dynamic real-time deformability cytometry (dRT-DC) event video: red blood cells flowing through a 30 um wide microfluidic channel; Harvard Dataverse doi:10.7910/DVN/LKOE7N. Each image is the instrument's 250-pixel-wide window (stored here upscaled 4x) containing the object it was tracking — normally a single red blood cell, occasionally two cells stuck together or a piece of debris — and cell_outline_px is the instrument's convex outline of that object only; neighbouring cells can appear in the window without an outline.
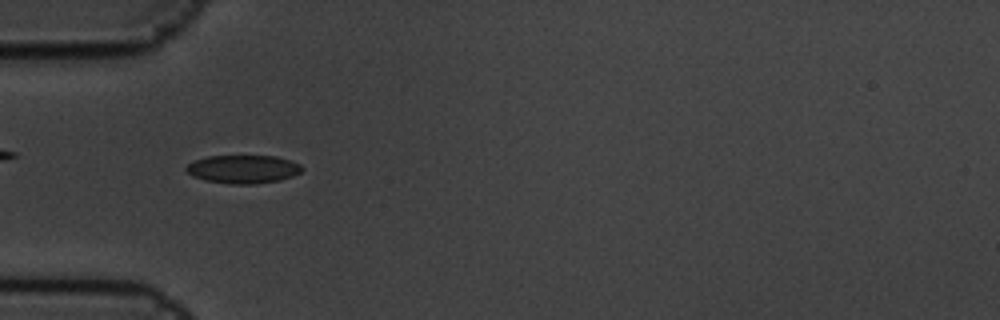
{"species": "common noctule bat (a hibernating species)", "species_latin": "Nyctalus noctula", "temperature_condition": "cold", "stored_images_in_passage": 4, "camera_frame_rate_fps": 3000, "um_per_image_px": 0.085, "animal": {"sex": "male", "body_mass_g": 19.5, "forearm_length_mm": 54.6}, "frame": {"image": 1, "passage_image": 1, "time_ms": 0.0, "image_size_px": [1000, 320], "cell_outline_px": [[304, 168], [300, 172], [292, 176], [280, 180], [256, 184], [232, 184], [204, 180], [192, 176], [184, 168], [188, 164], [196, 160], [208, 156], [276, 156], [292, 160], [300, 164]], "centroid_in_image_um": [20.69, 14.38], "position_along_channel_um": 64.3, "area_um2": 19.13}}
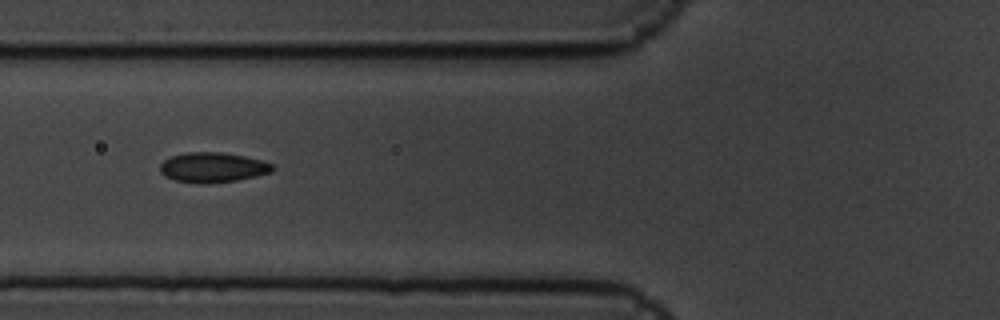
{"frame": {"image": 2, "passage_image": 2, "time_ms": 0.333, "image_size_px": [1000, 320], "cell_outline_px": [[276, 168], [272, 172], [256, 176], [236, 180], [208, 184], [200, 184], [176, 180], [164, 176], [160, 172], [160, 164], [164, 160], [172, 156], [188, 152], [220, 152], [244, 156], [260, 160], [272, 164]], "centroid_in_image_um": [18.08, 14.24], "position_along_channel_um": 107.7, "area_um2": 19.65}}
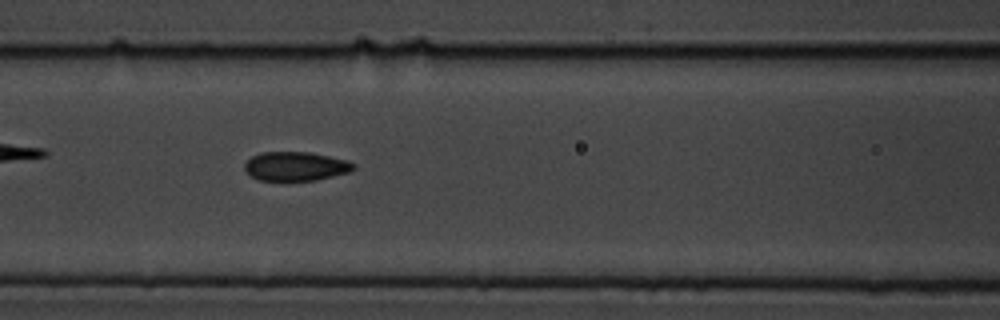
{"frame": {"image": 3, "passage_image": 3, "time_ms": 0.667, "image_size_px": [1000, 320], "cell_outline_px": [[356, 168], [348, 172], [316, 180], [260, 180], [252, 176], [244, 168], [244, 164], [252, 156], [260, 152], [308, 152], [348, 160], [356, 164]], "centroid_in_image_um": [25.15, 14.12], "position_along_channel_um": 141.5, "area_um2": 18.26}}